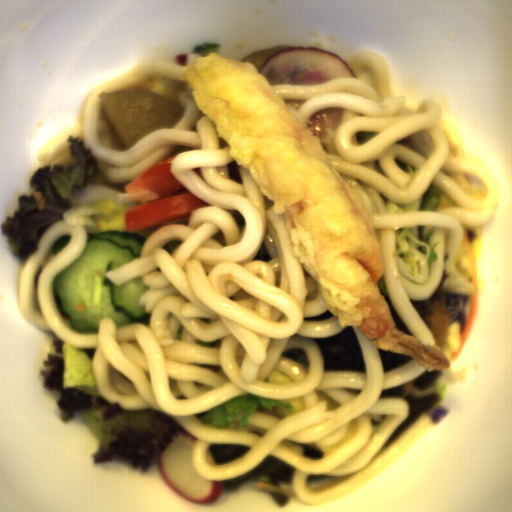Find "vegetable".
I'll list each match as a JSON object with an SVG mask.
<instances>
[{"mask_svg": "<svg viewBox=\"0 0 512 512\" xmlns=\"http://www.w3.org/2000/svg\"><path fill=\"white\" fill-rule=\"evenodd\" d=\"M52 334L54 344L44 357L41 381L59 413L73 415L89 427L97 442L91 461L148 468L177 436H193L178 421L155 409L126 411L104 399L95 383L96 348L73 347Z\"/></svg>", "mask_w": 512, "mask_h": 512, "instance_id": "1", "label": "vegetable"}, {"mask_svg": "<svg viewBox=\"0 0 512 512\" xmlns=\"http://www.w3.org/2000/svg\"><path fill=\"white\" fill-rule=\"evenodd\" d=\"M67 143L71 159L38 168L15 199L12 213L1 221L9 253L16 260L26 263L38 251L48 226L61 221L75 193L89 186L96 175L104 174L84 139L69 137Z\"/></svg>", "mask_w": 512, "mask_h": 512, "instance_id": "2", "label": "vegetable"}, {"mask_svg": "<svg viewBox=\"0 0 512 512\" xmlns=\"http://www.w3.org/2000/svg\"><path fill=\"white\" fill-rule=\"evenodd\" d=\"M306 405L304 398L270 399L256 394L238 395L218 406L196 412L202 424L213 428H228L235 418L244 411L235 424L238 428H248L252 413L266 412L281 418H286L301 411Z\"/></svg>", "mask_w": 512, "mask_h": 512, "instance_id": "3", "label": "vegetable"}, {"mask_svg": "<svg viewBox=\"0 0 512 512\" xmlns=\"http://www.w3.org/2000/svg\"><path fill=\"white\" fill-rule=\"evenodd\" d=\"M435 231L423 236V225H418V239L407 228L395 230V256L399 275L413 283L429 282L433 271V262L439 260V254L434 250L440 242L431 247L430 239Z\"/></svg>", "mask_w": 512, "mask_h": 512, "instance_id": "4", "label": "vegetable"}, {"mask_svg": "<svg viewBox=\"0 0 512 512\" xmlns=\"http://www.w3.org/2000/svg\"><path fill=\"white\" fill-rule=\"evenodd\" d=\"M461 206L443 189L429 185L422 196L418 210L422 212H438L446 207Z\"/></svg>", "mask_w": 512, "mask_h": 512, "instance_id": "5", "label": "vegetable"}, {"mask_svg": "<svg viewBox=\"0 0 512 512\" xmlns=\"http://www.w3.org/2000/svg\"><path fill=\"white\" fill-rule=\"evenodd\" d=\"M465 238L469 239L471 248L476 261L477 270L479 267L482 248H483V229L481 223L479 225H462Z\"/></svg>", "mask_w": 512, "mask_h": 512, "instance_id": "6", "label": "vegetable"}, {"mask_svg": "<svg viewBox=\"0 0 512 512\" xmlns=\"http://www.w3.org/2000/svg\"><path fill=\"white\" fill-rule=\"evenodd\" d=\"M452 263L457 271L471 283L467 251L466 247L462 243V240Z\"/></svg>", "mask_w": 512, "mask_h": 512, "instance_id": "7", "label": "vegetable"}]
</instances>
